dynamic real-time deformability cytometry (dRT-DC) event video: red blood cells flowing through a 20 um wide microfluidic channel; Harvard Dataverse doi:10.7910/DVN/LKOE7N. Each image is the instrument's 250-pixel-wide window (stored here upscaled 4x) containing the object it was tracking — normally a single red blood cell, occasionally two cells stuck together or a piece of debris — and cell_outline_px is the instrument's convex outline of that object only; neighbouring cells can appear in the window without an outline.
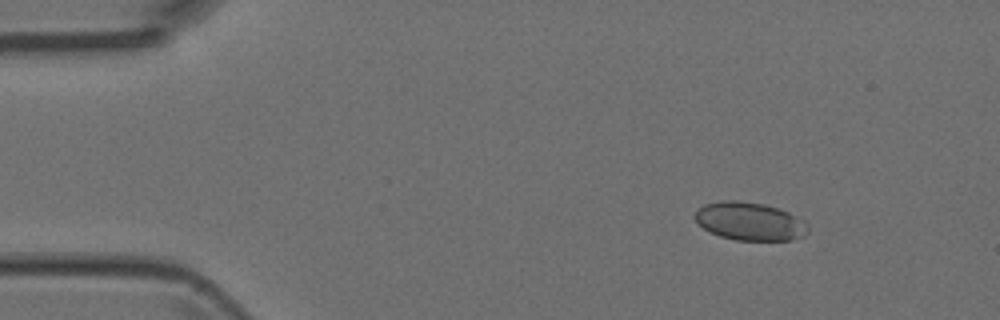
{"species": "Egyptian fruit bat (a non-hibernating species)", "species_latin": "Rousettus aegyptiacus", "temperature_condition": "room temperature", "stored_images_in_passage": 6, "camera_frame_rate_fps": 3000, "um_per_image_px": 0.085, "animal": {"sex": "female"}, "frame": {"image": 1, "passage_image": 2, "time_ms": 1.0, "image_size_px": [1000, 320], "cell_outline_px": [[808, 232], [804, 236], [788, 240], [736, 240], [720, 236], [704, 228], [692, 216], [696, 208], [704, 204], [720, 200], [736, 200], [764, 204], [788, 212], [804, 220], [808, 224]], "centroid_in_image_um": [63.71, 18.8], "position_along_channel_um": 21.3, "area_um2": 25.2}}